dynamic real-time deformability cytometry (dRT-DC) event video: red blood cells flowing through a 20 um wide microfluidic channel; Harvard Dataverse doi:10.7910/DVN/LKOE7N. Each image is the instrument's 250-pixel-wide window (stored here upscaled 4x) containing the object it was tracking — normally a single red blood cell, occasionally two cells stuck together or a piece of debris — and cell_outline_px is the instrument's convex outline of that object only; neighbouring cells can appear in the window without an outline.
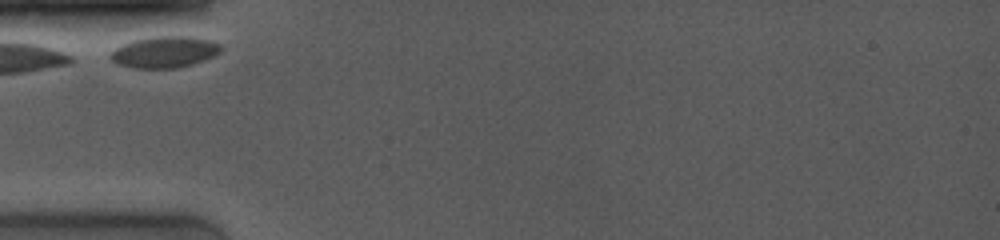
{"species": "common noctule bat (a hibernating species)", "species_latin": "Nyctalus noctula", "temperature_condition": "room temperature", "stored_images_in_passage": 23, "camera_frame_rate_fps": 4000, "um_per_image_px": 0.085, "animal": {"sex": "female", "body_mass_g": 19.0, "forearm_length_mm": 53.3}, "frame": {"image": 1, "passage_image": 1, "time_ms": 0.0, "image_size_px": [1000, 240], "cell_outline_px": [[224, 48], [220, 52], [204, 60], [192, 64], [176, 68], [132, 68], [116, 64], [108, 56], [116, 48], [132, 40], [156, 36], [184, 36], [208, 40], [220, 44]], "centroid_in_image_um": [13.96, 4.43], "position_along_channel_um": 71.0, "area_um2": 20.11}}